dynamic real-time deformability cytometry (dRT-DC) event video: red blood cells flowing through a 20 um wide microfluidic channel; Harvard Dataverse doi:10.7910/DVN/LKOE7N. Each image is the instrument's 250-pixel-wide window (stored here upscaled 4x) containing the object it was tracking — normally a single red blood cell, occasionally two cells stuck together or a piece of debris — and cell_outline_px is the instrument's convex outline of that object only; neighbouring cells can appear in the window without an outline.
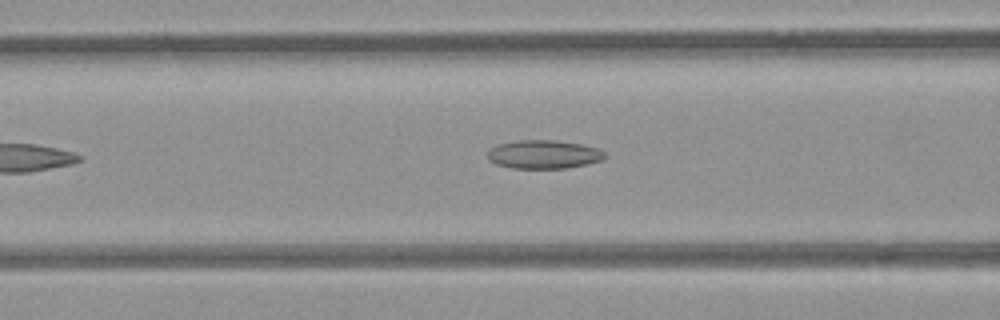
{"species": "common noctule bat (a hibernating species)", "species_latin": "Nyctalus noctula", "temperature_condition": "room temperature", "stored_images_in_passage": 24, "camera_frame_rate_fps": 3000, "um_per_image_px": 0.085, "animal": {"sex": "female", "body_mass_g": 21.9}, "frame": {"image": 1, "passage_image": 11, "time_ms": 3.333, "image_size_px": [1000, 320], "cell_outline_px": [[608, 156], [604, 160], [588, 164], [568, 168], [512, 168], [496, 164], [488, 160], [488, 152], [496, 144], [516, 140], [552, 140], [580, 144], [600, 148]], "centroid_in_image_um": [46.25, 13.12], "position_along_channel_um": 120.3, "area_um2": 19.71}}
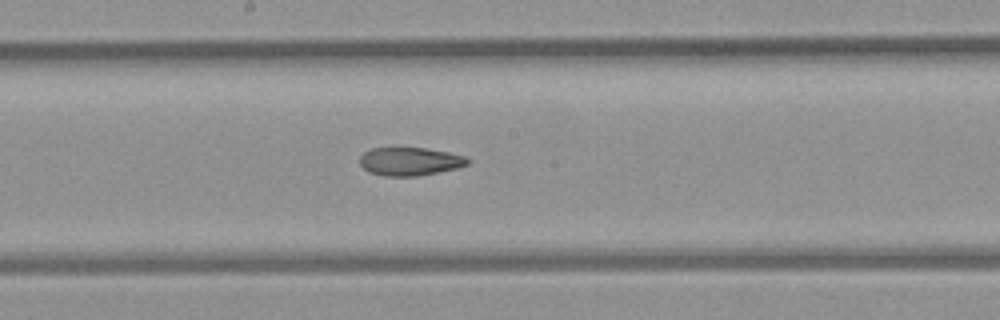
{"frame": {"image": 2, "passage_image": 18, "time_ms": 5.667, "image_size_px": [1000, 320], "cell_outline_px": [[468, 164], [456, 168], [440, 172], [416, 176], [384, 176], [368, 172], [360, 164], [360, 156], [364, 152], [372, 148], [424, 148], [448, 152], [464, 156], [468, 160]], "centroid_in_image_um": [34.81, 13.73], "position_along_channel_um": 213.4, "area_um2": 17.63}}
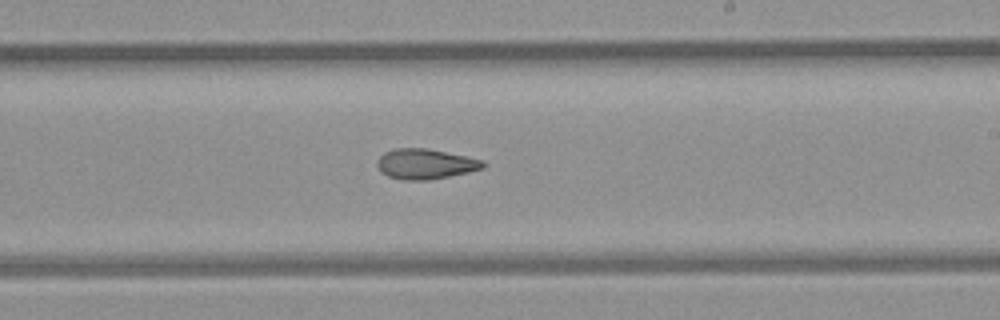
{"frame": {"image": 3, "passage_image": 21, "time_ms": 6.667, "image_size_px": [1000, 320], "cell_outline_px": [[484, 168], [468, 172], [428, 180], [400, 180], [388, 176], [380, 172], [376, 164], [376, 160], [384, 152], [396, 148], [428, 148], [484, 160]], "centroid_in_image_um": [36.11, 13.93], "position_along_channel_um": 252.9, "area_um2": 18.73}}